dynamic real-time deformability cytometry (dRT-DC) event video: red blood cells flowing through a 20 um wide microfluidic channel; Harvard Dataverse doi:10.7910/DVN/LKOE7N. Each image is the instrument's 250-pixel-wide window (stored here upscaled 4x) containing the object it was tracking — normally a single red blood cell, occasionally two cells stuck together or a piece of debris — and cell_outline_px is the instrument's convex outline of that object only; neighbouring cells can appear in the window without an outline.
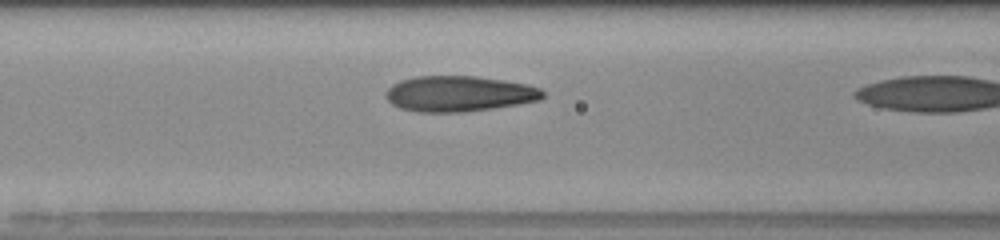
{"species": "human", "species_latin": "Homo sapiens", "temperature_condition": "room temperature", "stored_images_in_passage": 11, "camera_frame_rate_fps": 3000, "um_per_image_px": 0.085, "donor": {"sex": "male"}, "frame": {"image": 1, "passage_image": 10, "time_ms": 3.0, "image_size_px": [1000, 240], "cell_outline_px": [[544, 96], [540, 100], [520, 104], [464, 112], [416, 112], [400, 108], [392, 104], [384, 96], [384, 92], [392, 84], [400, 80], [416, 76], [476, 76], [504, 80], [528, 84], [540, 88], [544, 92]], "centroid_in_image_um": [39.01, 7.96], "position_along_channel_um": 127.6, "area_um2": 32.89}}